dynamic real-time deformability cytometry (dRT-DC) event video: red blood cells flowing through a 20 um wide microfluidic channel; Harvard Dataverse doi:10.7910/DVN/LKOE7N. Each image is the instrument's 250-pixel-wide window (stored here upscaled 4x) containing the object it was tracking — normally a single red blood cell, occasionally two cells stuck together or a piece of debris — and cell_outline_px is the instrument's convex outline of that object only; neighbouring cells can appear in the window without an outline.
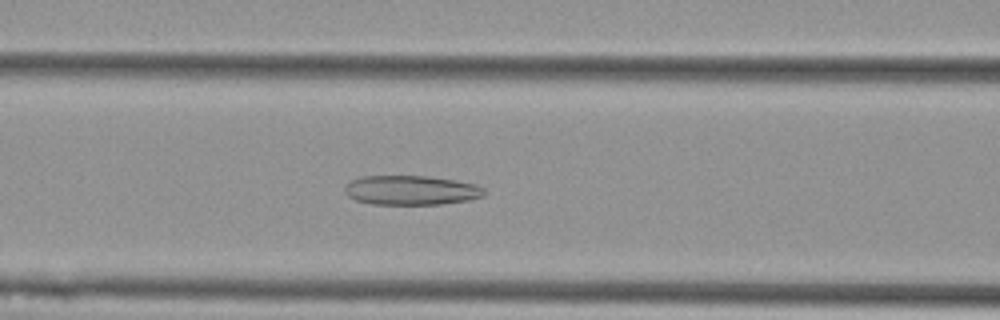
{"species": "Egyptian fruit bat (a non-hibernating species)", "species_latin": "Rousettus aegyptiacus", "temperature_condition": "cold", "stored_images_in_passage": 38, "camera_frame_rate_fps": 3000, "um_per_image_px": 0.085, "animal": {"sex": "female"}, "frame": {"image": 1, "passage_image": 14, "time_ms": 4.333, "image_size_px": [1000, 320], "cell_outline_px": [[484, 196], [468, 200], [444, 204], [372, 204], [356, 200], [348, 196], [344, 192], [344, 188], [352, 180], [360, 176], [428, 176], [456, 180], [476, 184], [484, 188]], "centroid_in_image_um": [34.96, 16.17], "position_along_channel_um": 131.6, "area_um2": 23.99}}
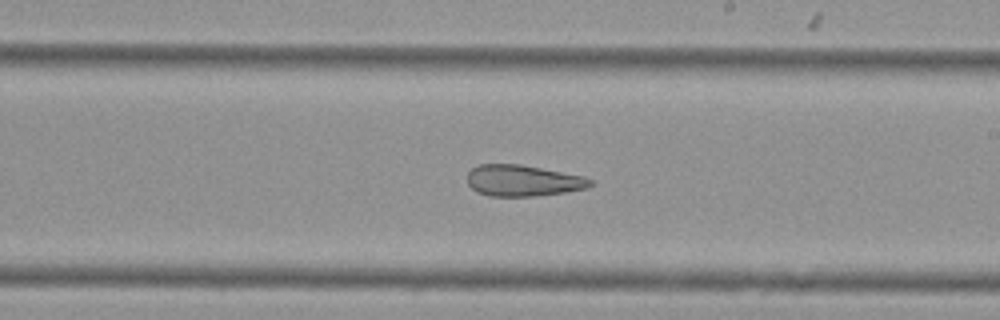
{"frame": {"image": 2, "passage_image": 23, "time_ms": 7.333, "image_size_px": [1000, 320], "cell_outline_px": [[592, 184], [588, 188], [564, 192], [536, 196], [488, 196], [476, 192], [468, 184], [468, 172], [476, 164], [520, 164], [584, 176], [592, 180]], "centroid_in_image_um": [44.43, 15.35], "position_along_channel_um": 244.6, "area_um2": 22.48}}
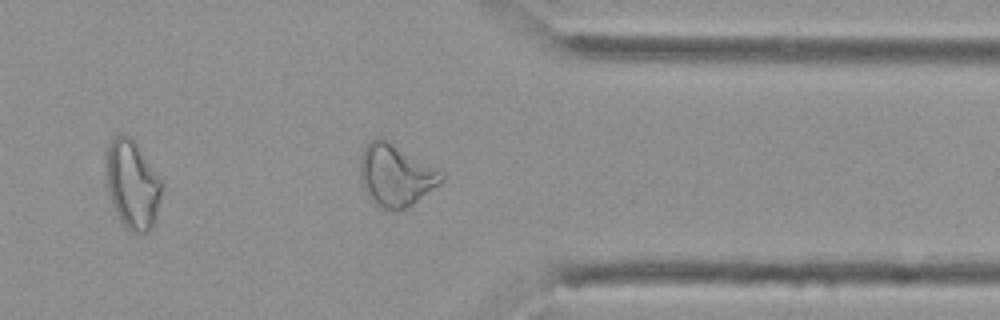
{"frame": {"image": 3, "passage_image": 34, "time_ms": 11.0, "image_size_px": [1000, 320], "cell_outline_px": [[444, 180], [412, 204], [396, 212], [384, 208], [372, 200], [368, 196], [360, 180], [360, 156], [364, 148], [372, 140], [380, 136], [384, 136], [440, 172], [444, 176]], "centroid_in_image_um": [33.59, 14.87], "position_along_channel_um": 377.8, "area_um2": 28.96}, "authors_computed_cell_mechanics": {"area_um2": 25.2297, "velocity_mm_per_s": 3.7886, "shape_relaxation_time_tau1_ms": null, "shape_relaxation_time_tau2_ms": 4.4956, "deformation_change_tau1": null, "deformation_change_tau2": 0.1471}}